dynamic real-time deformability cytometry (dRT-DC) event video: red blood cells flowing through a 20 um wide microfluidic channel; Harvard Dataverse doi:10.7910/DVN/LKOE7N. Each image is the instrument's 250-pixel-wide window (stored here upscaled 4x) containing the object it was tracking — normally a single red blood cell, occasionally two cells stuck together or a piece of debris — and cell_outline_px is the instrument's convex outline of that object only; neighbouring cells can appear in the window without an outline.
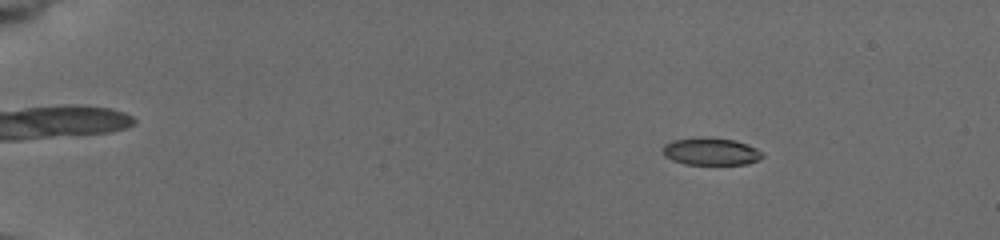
{"species": "common noctule bat (a hibernating species)", "species_latin": "Nyctalus noctula", "temperature_condition": "cold", "stored_images_in_passage": 7, "camera_frame_rate_fps": 3000, "um_per_image_px": 0.085, "animal": {"sex": "female", "body_mass_g": 19.5, "forearm_length_mm": 54.1}, "frame": {"image": 1, "passage_image": 3, "time_ms": 2.0, "image_size_px": [1000, 240], "cell_outline_px": [[764, 156], [748, 164], [684, 164], [672, 160], [664, 156], [664, 144], [672, 140], [696, 136], [704, 136], [736, 140], [756, 148], [764, 152]], "centroid_in_image_um": [60.42, 12.85], "position_along_channel_um": 24.6, "area_um2": 16.13}}
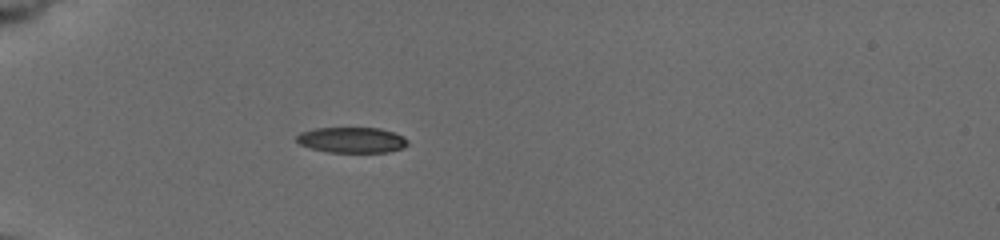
{"frame": {"image": 2, "passage_image": 6, "time_ms": 5.333, "image_size_px": [1000, 240], "cell_outline_px": [[408, 144], [404, 148], [388, 152], [328, 152], [312, 148], [300, 144], [296, 140], [296, 136], [300, 132], [316, 128], [380, 128], [404, 136], [408, 140]], "centroid_in_image_um": [29.93, 11.9], "position_along_channel_um": 55.1, "area_um2": 16.59}}